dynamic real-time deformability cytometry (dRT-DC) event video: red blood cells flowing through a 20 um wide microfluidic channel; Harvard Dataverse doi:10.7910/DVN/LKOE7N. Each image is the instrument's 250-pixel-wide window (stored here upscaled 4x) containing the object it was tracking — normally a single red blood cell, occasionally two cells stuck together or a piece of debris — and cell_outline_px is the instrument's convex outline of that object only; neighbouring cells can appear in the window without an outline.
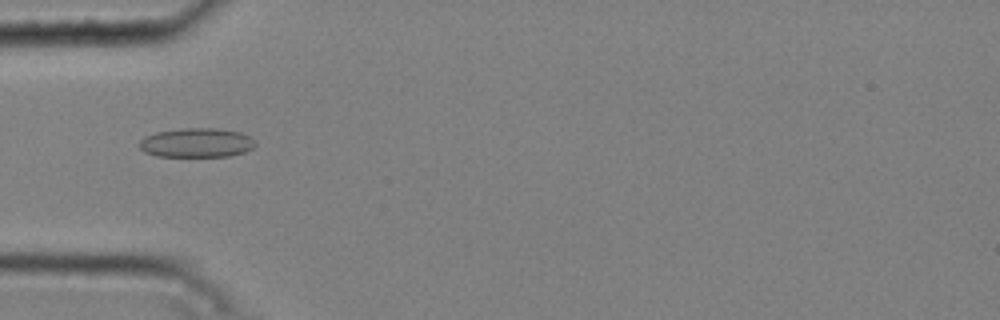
{"species": "common noctule bat (a hibernating species)", "species_latin": "Nyctalus noctula", "temperature_condition": "cold", "stored_images_in_passage": 7, "camera_frame_rate_fps": 3000, "um_per_image_px": 0.085, "animal": {"sex": "male", "body_mass_g": 20.4}, "frame": {"image": 1, "passage_image": 4, "time_ms": 1.0, "image_size_px": [1000, 320], "cell_outline_px": [[256, 144], [252, 148], [244, 152], [228, 156], [156, 156], [144, 152], [140, 148], [140, 140], [144, 136], [156, 132], [180, 128], [216, 128], [240, 132], [248, 136]], "centroid_in_image_um": [16.67, 12.13], "position_along_channel_um": 68.3, "area_um2": 19.71}}
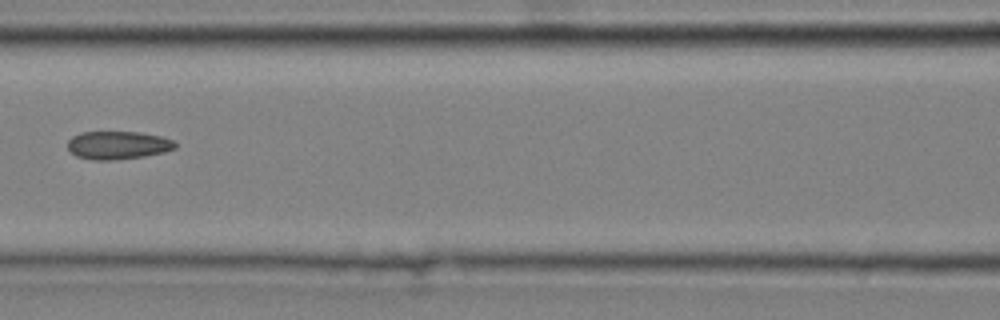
{"frame": {"image": 2, "passage_image": 6, "time_ms": 1.667, "image_size_px": [1000, 320], "cell_outline_px": [[176, 148], [164, 152], [144, 156], [112, 160], [92, 160], [76, 156], [68, 148], [68, 140], [72, 136], [80, 132], [140, 132], [160, 136], [172, 140], [176, 144]], "centroid_in_image_um": [10.0, 12.34], "position_along_channel_um": 156.6, "area_um2": 17.57}}
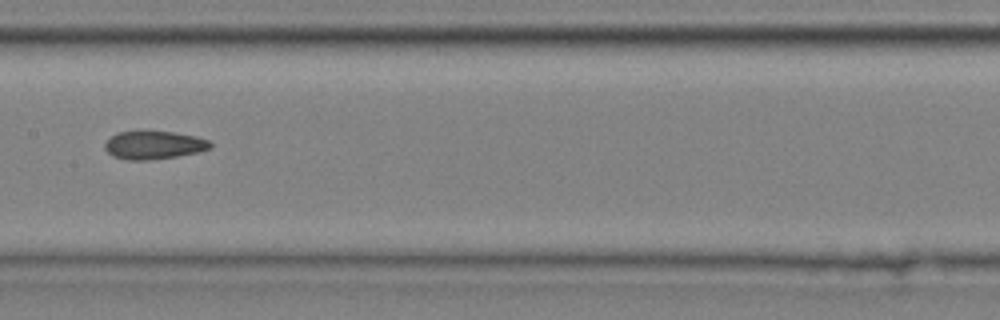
{"frame": {"image": 3, "passage_image": 7, "time_ms": 2.0, "image_size_px": [1000, 320], "cell_outline_px": [[212, 148], [200, 152], [176, 156], [148, 160], [128, 160], [112, 156], [104, 148], [104, 144], [116, 132], [172, 132], [196, 136], [208, 140], [212, 144]], "centroid_in_image_um": [13.09, 12.34], "position_along_channel_um": 194.3, "area_um2": 17.17}}